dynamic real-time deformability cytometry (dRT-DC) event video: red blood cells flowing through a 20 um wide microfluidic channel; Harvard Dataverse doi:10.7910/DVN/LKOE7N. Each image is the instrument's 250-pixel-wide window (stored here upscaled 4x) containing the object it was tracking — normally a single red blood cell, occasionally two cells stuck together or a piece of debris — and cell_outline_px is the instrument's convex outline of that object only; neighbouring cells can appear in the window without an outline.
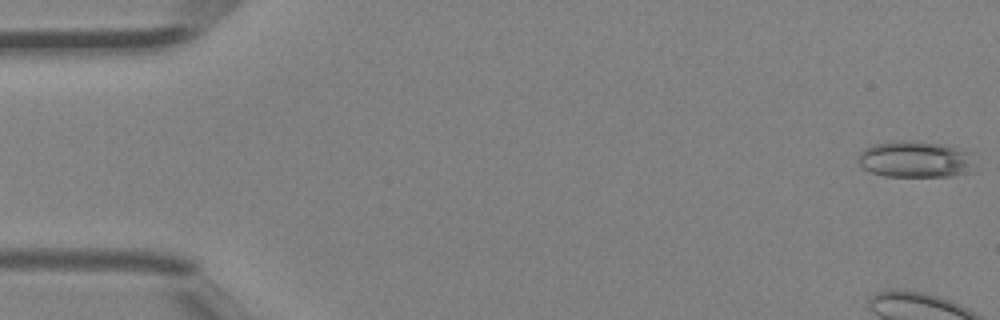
{"species": "Egyptian fruit bat (a non-hibernating species)", "species_latin": "Rousettus aegyptiacus", "temperature_condition": "room temperature", "stored_images_in_passage": 43, "camera_frame_rate_fps": 3000, "um_per_image_px": 0.085, "animal": {"sex": "female"}, "frame": {"image": 1, "passage_image": 1, "time_ms": 0.0, "image_size_px": [1000, 320], "cell_outline_px": [[976, 172], [952, 176], [884, 176], [872, 172], [864, 168], [860, 164], [860, 152], [864, 148], [872, 144], [888, 140], [920, 140], [944, 144], [960, 148], [968, 152]], "centroid_in_image_um": [77.83, 13.52], "position_along_channel_um": 7.2, "area_um2": 25.26}}